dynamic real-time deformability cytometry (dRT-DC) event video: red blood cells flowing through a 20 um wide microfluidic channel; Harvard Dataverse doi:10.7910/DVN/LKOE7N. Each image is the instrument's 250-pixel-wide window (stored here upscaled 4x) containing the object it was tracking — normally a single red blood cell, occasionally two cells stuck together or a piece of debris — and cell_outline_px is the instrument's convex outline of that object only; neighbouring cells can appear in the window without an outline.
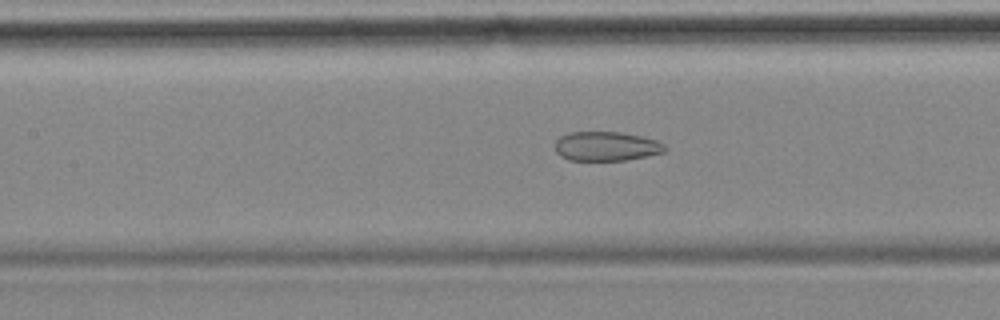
{"species": "common noctule bat (a hibernating species)", "species_latin": "Nyctalus noctula", "temperature_condition": "cold", "stored_images_in_passage": 57, "camera_frame_rate_fps": 3000, "um_per_image_px": 0.085, "animal": {"sex": "female", "body_mass_g": 18.4}, "frame": {"image": 1, "passage_image": 25, "time_ms": 8.0, "image_size_px": [1000, 320], "cell_outline_px": [[668, 148], [664, 152], [648, 156], [624, 160], [568, 160], [560, 156], [556, 152], [556, 140], [560, 136], [568, 132], [620, 132], [640, 136], [656, 140], [664, 144]], "centroid_in_image_um": [51.53, 12.43], "position_along_channel_um": 155.9, "area_um2": 18.79}}
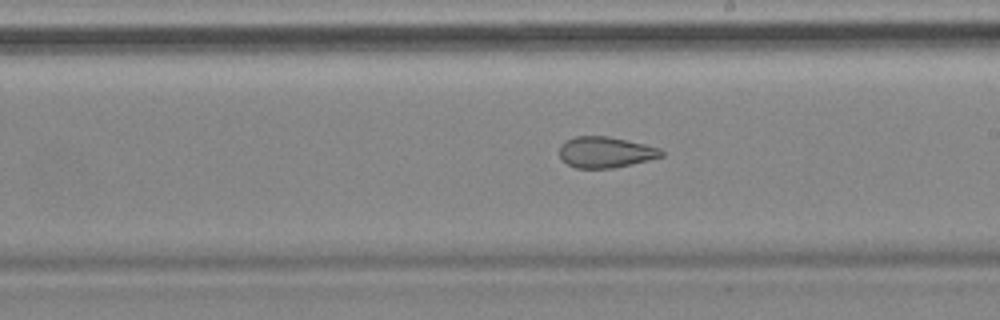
{"frame": {"image": 2, "passage_image": 32, "time_ms": 10.333, "image_size_px": [1000, 320], "cell_outline_px": [[664, 156], [632, 164], [612, 168], [576, 168], [560, 160], [560, 144], [576, 136], [608, 136], [644, 144], [660, 148], [664, 152]], "centroid_in_image_um": [51.46, 12.94], "position_along_channel_um": 237.5, "area_um2": 18.38}}
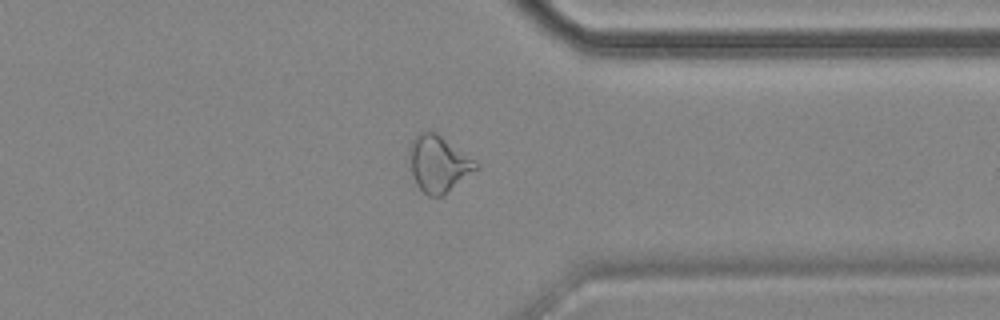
{"frame": {"image": 3, "passage_image": 44, "time_ms": 14.333, "image_size_px": [1000, 320], "cell_outline_px": [[480, 168], [444, 196], [428, 196], [416, 184], [412, 172], [408, 152], [408, 148], [412, 140], [420, 132], [428, 128], [436, 132], [480, 164]], "centroid_in_image_um": [37.28, 13.91], "position_along_channel_um": 374.1, "area_um2": 22.2}, "authors_computed_cell_mechanics": {"area_um2": 24.1604, "velocity_mm_per_s": 3.5188, "shape_relaxation_time_tau1_ms": null, "shape_relaxation_time_tau2_ms": 2.1379, "deformation_change_tau1": null, "deformation_change_tau2": 0.0959}}